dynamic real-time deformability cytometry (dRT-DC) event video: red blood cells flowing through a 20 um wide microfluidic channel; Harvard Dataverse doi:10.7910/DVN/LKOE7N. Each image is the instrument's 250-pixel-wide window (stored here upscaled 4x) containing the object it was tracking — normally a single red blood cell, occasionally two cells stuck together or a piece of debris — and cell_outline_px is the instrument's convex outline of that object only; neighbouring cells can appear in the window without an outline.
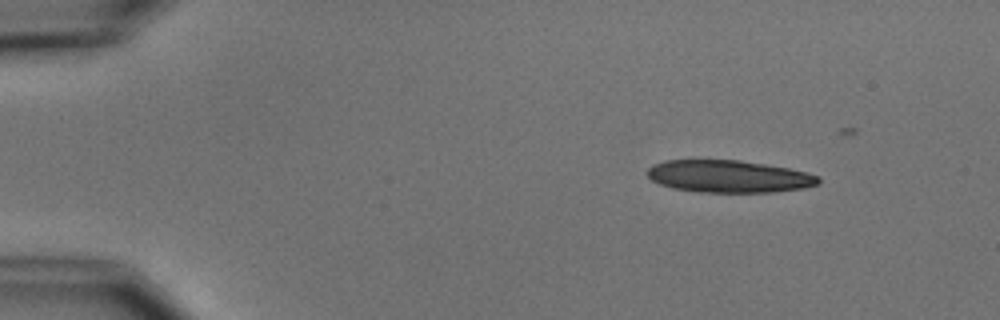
{"species": "common noctule bat (a hibernating species)", "species_latin": "Nyctalus noctula", "temperature_condition": "cold", "stored_images_in_passage": 4, "camera_frame_rate_fps": 3000, "um_per_image_px": 0.085, "animal": {"sex": "male", "body_mass_g": 15.6}, "frame": {"image": 1, "passage_image": 1, "time_ms": 0.0, "image_size_px": [1000, 320], "cell_outline_px": [[820, 184], [804, 188], [772, 192], [700, 192], [672, 188], [660, 184], [652, 180], [644, 172], [652, 164], [664, 160], [740, 160], [788, 168], [820, 176]], "centroid_in_image_um": [61.92, 14.99], "position_along_channel_um": 23.1, "area_um2": 32.31}}